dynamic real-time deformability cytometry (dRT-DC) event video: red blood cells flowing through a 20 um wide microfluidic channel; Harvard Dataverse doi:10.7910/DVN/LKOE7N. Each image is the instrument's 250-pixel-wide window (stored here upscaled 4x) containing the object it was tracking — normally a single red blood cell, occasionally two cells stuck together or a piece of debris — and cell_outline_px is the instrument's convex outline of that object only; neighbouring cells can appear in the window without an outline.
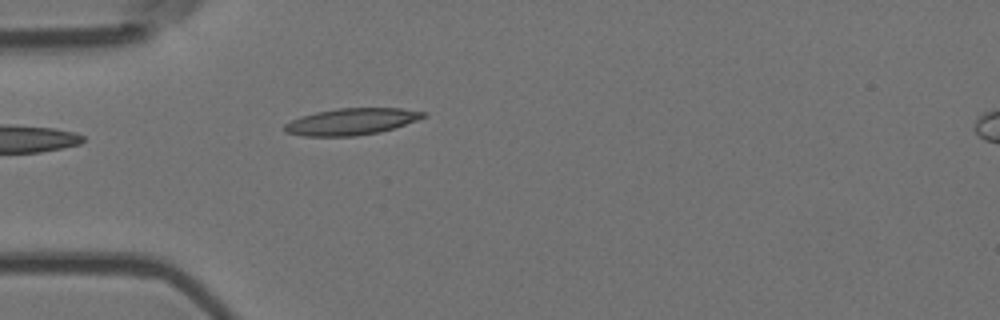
{"species": "Egyptian fruit bat (a non-hibernating species)", "species_latin": "Rousettus aegyptiacus", "temperature_condition": "room temperature", "stored_images_in_passage": 1, "camera_frame_rate_fps": 3000, "um_per_image_px": 0.085, "animal": {"sex": "female"}, "frame": {"image": 1, "passage_image": 1, "time_ms": 0.0, "image_size_px": [1000, 320], "cell_outline_px": [[428, 116], [380, 132], [356, 136], [304, 136], [284, 132], [284, 124], [292, 120], [316, 112], [340, 108], [400, 108], [428, 112]], "centroid_in_image_um": [29.89, 10.33], "position_along_channel_um": 55.1, "area_um2": 21.39}}